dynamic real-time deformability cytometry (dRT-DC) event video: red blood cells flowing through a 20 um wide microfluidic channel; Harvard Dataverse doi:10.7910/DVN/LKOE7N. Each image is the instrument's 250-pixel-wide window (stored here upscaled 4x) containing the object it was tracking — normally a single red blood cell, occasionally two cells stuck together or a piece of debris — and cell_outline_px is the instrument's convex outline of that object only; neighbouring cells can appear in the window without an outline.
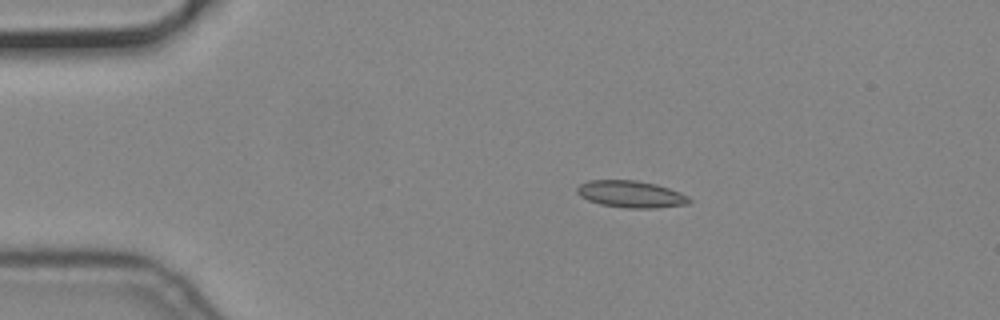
{"species": "common noctule bat (a hibernating species)", "species_latin": "Nyctalus noctula", "temperature_condition": "cold", "stored_images_in_passage": 46, "camera_frame_rate_fps": 3000, "um_per_image_px": 0.085, "animal": {"sex": "male", "body_mass_g": 19.2, "forearm_length_mm": 51.8}, "frame": {"image": 1, "passage_image": 1, "time_ms": 0.0, "image_size_px": [1000, 320], "cell_outline_px": [[692, 200], [688, 204], [656, 208], [624, 208], [600, 204], [588, 200], [580, 196], [576, 192], [576, 188], [580, 184], [588, 180], [636, 180], [656, 184], [680, 192], [688, 196]], "centroid_in_image_um": [53.62, 16.5], "position_along_channel_um": 31.4, "area_um2": 17.69}}
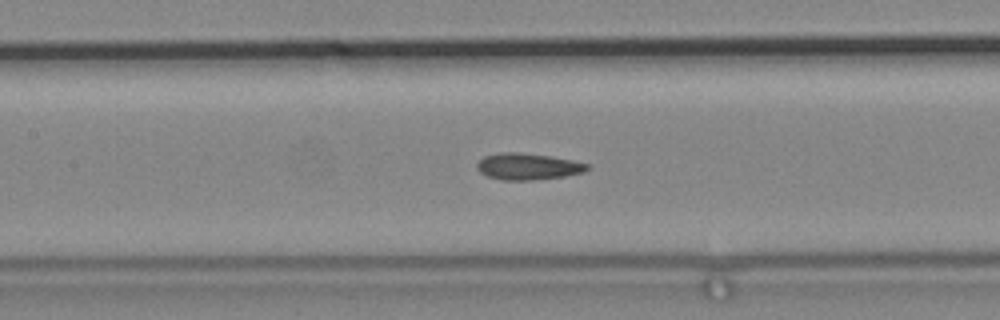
{"frame": {"image": 2, "passage_image": 16, "time_ms": 5.0, "image_size_px": [1000, 320], "cell_outline_px": [[588, 168], [584, 172], [564, 176], [532, 180], [504, 180], [488, 176], [480, 172], [476, 168], [476, 164], [484, 156], [500, 152], [520, 152], [552, 156], [572, 160], [588, 164]], "centroid_in_image_um": [44.85, 14.14], "position_along_channel_um": 162.6, "area_um2": 16.99}}
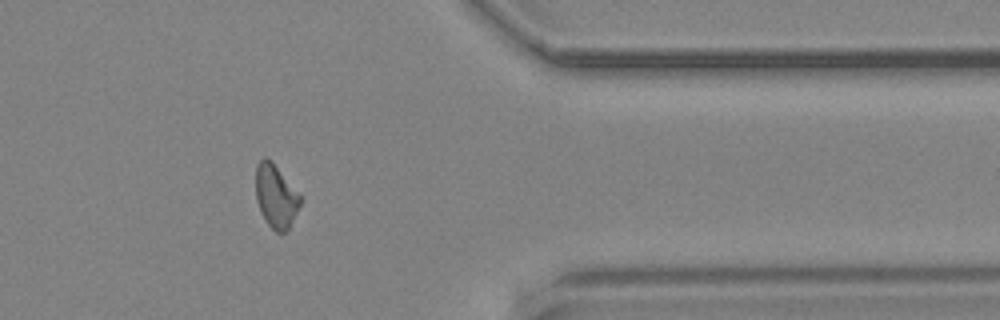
{"frame": {"image": 3, "passage_image": 36, "time_ms": 11.667, "image_size_px": [1000, 320], "cell_outline_px": [[300, 204], [288, 232], [276, 232], [268, 224], [256, 200], [256, 164], [264, 156], [272, 160], [300, 196]], "centroid_in_image_um": [23.43, 16.66], "position_along_channel_um": 388.0, "area_um2": 16.18}}